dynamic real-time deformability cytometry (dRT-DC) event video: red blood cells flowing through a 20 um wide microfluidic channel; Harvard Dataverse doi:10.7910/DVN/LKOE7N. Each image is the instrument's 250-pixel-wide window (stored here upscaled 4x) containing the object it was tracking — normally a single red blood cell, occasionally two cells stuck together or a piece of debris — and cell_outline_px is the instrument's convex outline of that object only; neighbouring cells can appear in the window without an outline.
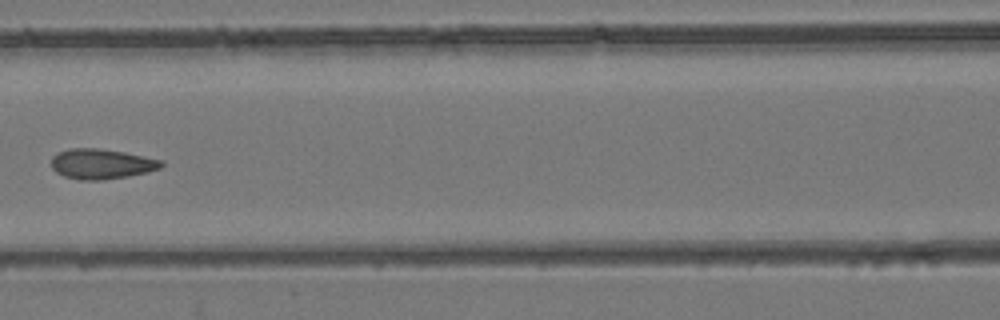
{"species": "common noctule bat (a hibernating species)", "species_latin": "Nyctalus noctula", "temperature_condition": "room temperature", "stored_images_in_passage": 7, "camera_frame_rate_fps": 3000, "um_per_image_px": 0.085, "animal": {"sex": "female", "body_mass_g": 24.6, "forearm_length_mm": 56.2}, "frame": {"image": 1, "passage_image": 6, "time_ms": 7.333, "image_size_px": [1000, 320], "cell_outline_px": [[164, 164], [160, 168], [148, 172], [128, 176], [104, 180], [80, 180], [64, 176], [56, 172], [52, 168], [52, 156], [56, 152], [68, 148], [100, 148], [124, 152], [164, 160]], "centroid_in_image_um": [8.62, 13.92], "position_along_channel_um": 158.0, "area_um2": 19.54}}
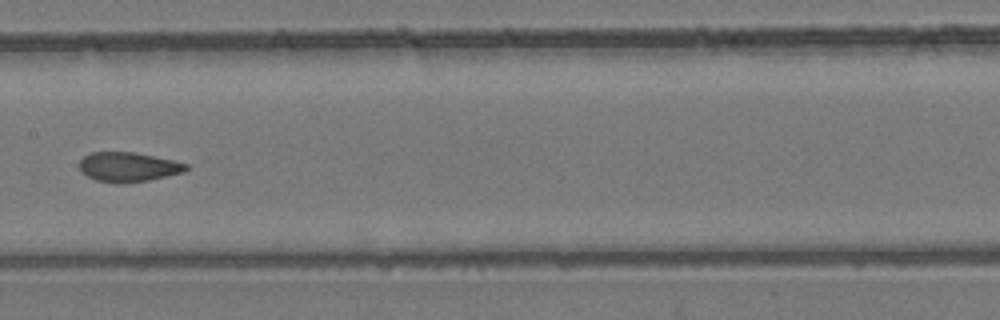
{"frame": {"image": 2, "passage_image": 7, "time_ms": 8.333, "image_size_px": [1000, 320], "cell_outline_px": [[188, 168], [184, 172], [168, 176], [148, 180], [124, 184], [116, 184], [96, 180], [80, 172], [80, 160], [88, 152], [136, 152], [172, 160], [188, 164]], "centroid_in_image_um": [10.88, 14.2], "position_along_channel_um": 196.5, "area_um2": 18.55}}